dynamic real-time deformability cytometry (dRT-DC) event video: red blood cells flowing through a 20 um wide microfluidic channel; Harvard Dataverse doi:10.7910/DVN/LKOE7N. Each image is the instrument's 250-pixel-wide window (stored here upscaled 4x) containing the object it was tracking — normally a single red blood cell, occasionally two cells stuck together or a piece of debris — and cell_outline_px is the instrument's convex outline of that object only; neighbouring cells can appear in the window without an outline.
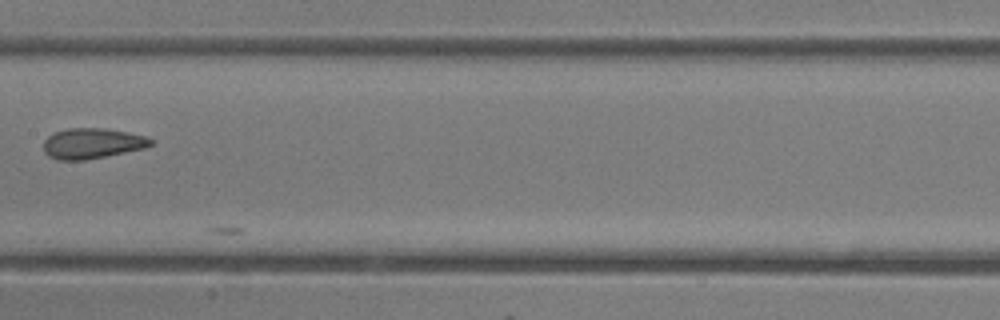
{"species": "common noctule bat (a hibernating species)", "species_latin": "Nyctalus noctula", "temperature_condition": "room temperature", "stored_images_in_passage": 12, "camera_frame_rate_fps": 3000, "um_per_image_px": 0.085, "animal": {"sex": "female"}, "frame": {"image": 1, "passage_image": 10, "time_ms": 3.0, "image_size_px": [1000, 320], "cell_outline_px": [[152, 144], [144, 148], [84, 160], [60, 160], [48, 156], [44, 152], [44, 140], [52, 132], [68, 128], [104, 128], [128, 132], [148, 136], [152, 140]], "centroid_in_image_um": [7.81, 12.17], "position_along_channel_um": 199.6, "area_um2": 19.02}}